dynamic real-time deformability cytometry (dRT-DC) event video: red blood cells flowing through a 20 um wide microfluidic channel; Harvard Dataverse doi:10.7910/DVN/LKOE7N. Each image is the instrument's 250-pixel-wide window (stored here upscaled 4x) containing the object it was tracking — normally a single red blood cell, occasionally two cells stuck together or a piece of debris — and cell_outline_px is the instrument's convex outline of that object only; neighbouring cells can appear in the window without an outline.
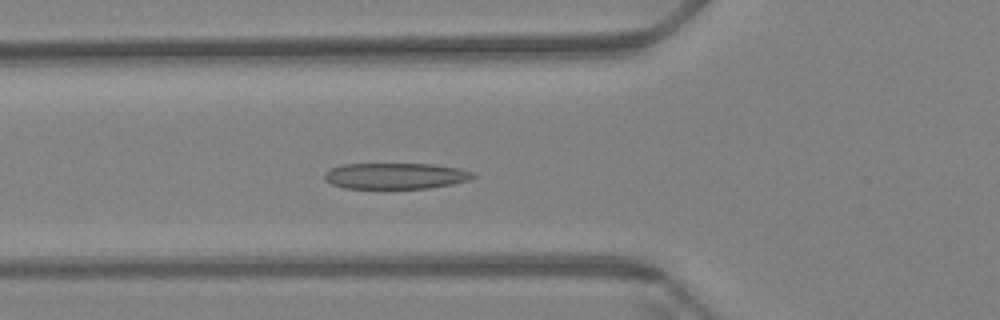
{"species": "Egyptian fruit bat (a non-hibernating species)", "species_latin": "Rousettus aegyptiacus", "temperature_condition": "warm", "stored_images_in_passage": 60, "camera_frame_rate_fps": 3000, "um_per_image_px": 0.085, "animal": {"sex": "female"}, "frame": {"image": 1, "passage_image": 21, "time_ms": 6.667, "image_size_px": [1000, 320], "cell_outline_px": [[476, 176], [468, 180], [452, 184], [428, 188], [344, 188], [332, 184], [324, 180], [324, 172], [340, 164], [432, 164], [456, 168], [472, 172]], "centroid_in_image_um": [33.57, 14.95], "position_along_channel_um": 92.2, "area_um2": 22.43}}
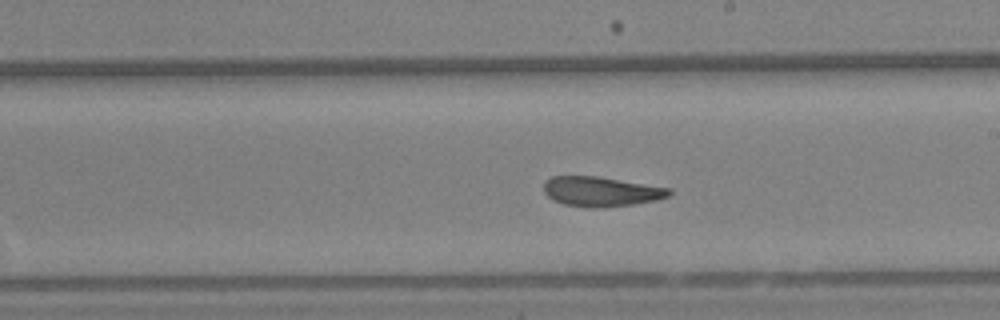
{"frame": {"image": 2, "passage_image": 34, "time_ms": 11.0, "image_size_px": [1000, 320], "cell_outline_px": [[672, 192], [668, 196], [656, 200], [632, 204], [604, 208], [592, 208], [564, 204], [552, 200], [544, 192], [544, 180], [552, 176], [600, 176], [672, 188]], "centroid_in_image_um": [51.09, 16.27], "position_along_channel_um": 237.9, "area_um2": 22.02}}
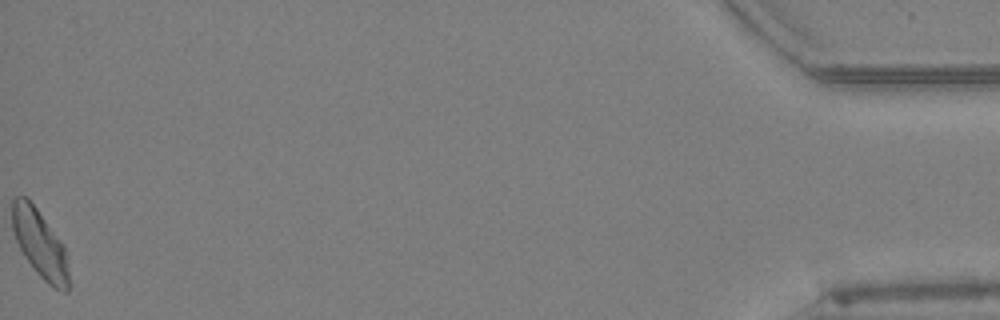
{"frame": {"image": 3, "passage_image": 60, "time_ms": 19.667, "image_size_px": [1000, 320], "cell_outline_px": [[68, 292], [64, 292], [52, 288], [36, 272], [24, 256], [16, 240], [12, 228], [12, 200], [16, 196], [24, 196], [36, 208], [64, 244], [68, 272]], "centroid_in_image_um": [3.39, 20.74], "position_along_channel_um": 431.8, "area_um2": 22.2}, "authors_computed_cell_mechanics": {"area_um2": 22.6865, "velocity_mm_per_s": 3.3768, "shape_relaxation_time_tau1_ms": 8.5935, "shape_relaxation_time_tau2_ms": 2.9261, "deformation_change_tau1": 0.1842, "deformation_change_tau2": 0.0992}}